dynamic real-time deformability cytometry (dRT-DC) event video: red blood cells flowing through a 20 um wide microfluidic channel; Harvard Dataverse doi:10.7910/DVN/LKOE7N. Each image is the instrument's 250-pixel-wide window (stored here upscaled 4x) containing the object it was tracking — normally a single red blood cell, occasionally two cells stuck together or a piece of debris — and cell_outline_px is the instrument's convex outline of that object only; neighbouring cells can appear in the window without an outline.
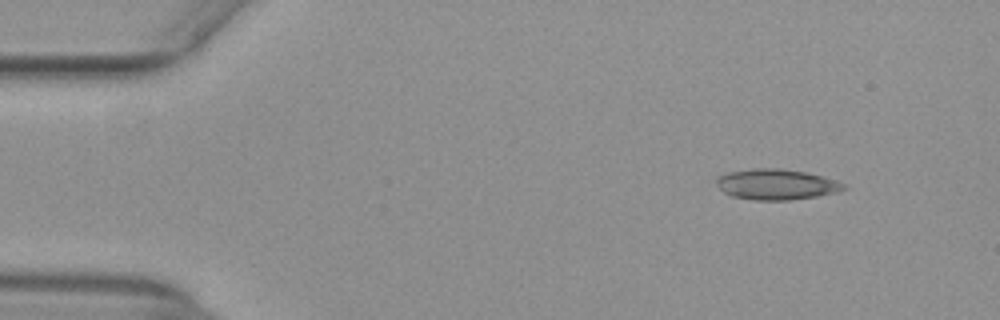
{"species": "common noctule bat (a hibernating species)", "species_latin": "Nyctalus noctula", "temperature_condition": "warm", "stored_images_in_passage": 47, "camera_frame_rate_fps": 3000, "um_per_image_px": 0.085, "animal": {"sex": "female", "body_mass_g": 29.2, "forearm_length_mm": 56.3}, "frame": {"image": 1, "passage_image": 1, "time_ms": 0.0, "image_size_px": [1000, 320], "cell_outline_px": [[848, 188], [840, 192], [816, 196], [788, 200], [752, 200], [732, 196], [724, 192], [716, 184], [716, 176], [728, 172], [752, 168], [780, 168], [804, 172], [836, 180], [844, 184]], "centroid_in_image_um": [65.97, 15.67], "position_along_channel_um": 19.0, "area_um2": 22.77}}
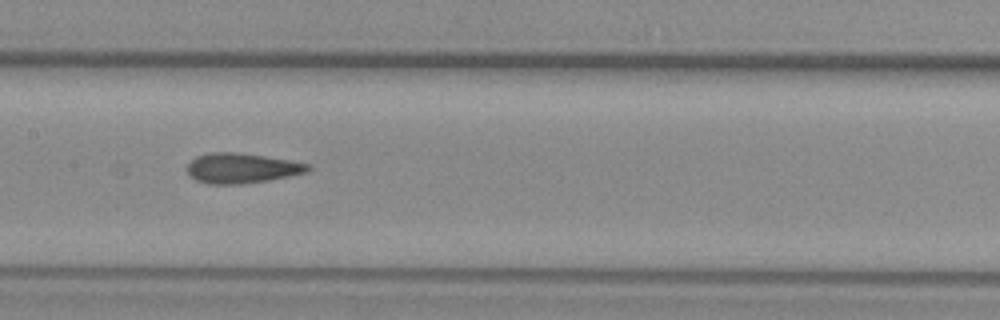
{"frame": {"image": 2, "passage_image": 21, "time_ms": 6.667, "image_size_px": [1000, 320], "cell_outline_px": [[312, 168], [308, 172], [268, 180], [240, 184], [208, 184], [196, 180], [188, 172], [188, 164], [196, 156], [212, 152], [236, 152], [264, 156], [312, 164]], "centroid_in_image_um": [20.57, 14.29], "position_along_channel_um": 186.8, "area_um2": 21.04}}
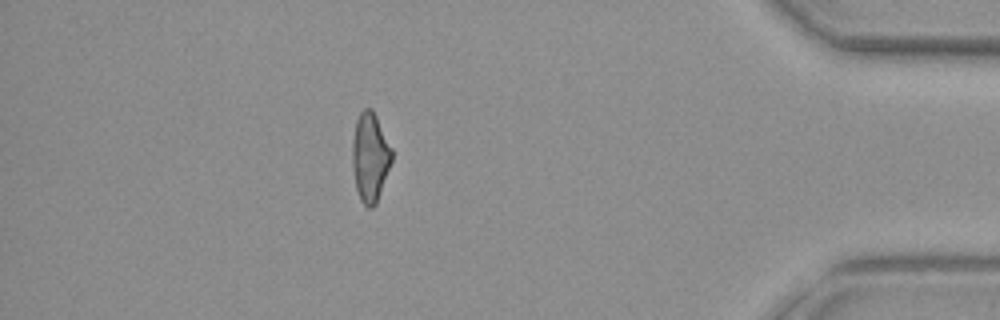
{"frame": {"image": 3, "passage_image": 41, "time_ms": 13.333, "image_size_px": [1000, 320], "cell_outline_px": [[392, 160], [376, 204], [372, 208], [368, 208], [360, 200], [356, 188], [352, 168], [352, 140], [356, 120], [360, 112], [364, 108], [372, 108], [392, 148]], "centroid_in_image_um": [31.45, 13.35], "position_along_channel_um": 403.8, "area_um2": 20.52}, "authors_computed_cell_mechanics": {"area_um2": 21.0392, "velocity_mm_per_s": 3.9719, "shape_relaxation_time_tau1_ms": null, "shape_relaxation_time_tau2_ms": 2.4988, "deformation_change_tau1": null, "deformation_change_tau2": 0.0957}}